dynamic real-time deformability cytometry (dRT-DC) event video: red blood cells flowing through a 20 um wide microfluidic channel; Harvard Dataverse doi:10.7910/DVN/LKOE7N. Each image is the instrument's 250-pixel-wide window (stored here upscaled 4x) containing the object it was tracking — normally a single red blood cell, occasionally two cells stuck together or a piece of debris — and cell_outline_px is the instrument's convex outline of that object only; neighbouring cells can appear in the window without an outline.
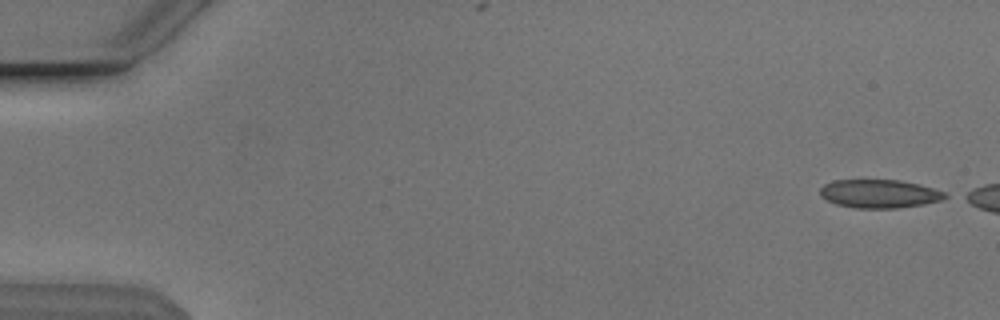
{"species": "Egyptian fruit bat (a non-hibernating species)", "species_latin": "Rousettus aegyptiacus", "temperature_condition": "cold", "stored_images_in_passage": 6, "camera_frame_rate_fps": 3000, "um_per_image_px": 0.085, "animal": {"sex": "male"}, "frame": {"image": 1, "passage_image": 1, "time_ms": 0.0, "image_size_px": [1000, 320], "cell_outline_px": [[948, 196], [940, 200], [924, 204], [896, 208], [856, 208], [836, 204], [820, 196], [820, 188], [824, 184], [832, 180], [900, 180], [920, 184], [944, 192]], "centroid_in_image_um": [74.72, 16.46], "position_along_channel_um": 10.3, "area_um2": 20.63}}